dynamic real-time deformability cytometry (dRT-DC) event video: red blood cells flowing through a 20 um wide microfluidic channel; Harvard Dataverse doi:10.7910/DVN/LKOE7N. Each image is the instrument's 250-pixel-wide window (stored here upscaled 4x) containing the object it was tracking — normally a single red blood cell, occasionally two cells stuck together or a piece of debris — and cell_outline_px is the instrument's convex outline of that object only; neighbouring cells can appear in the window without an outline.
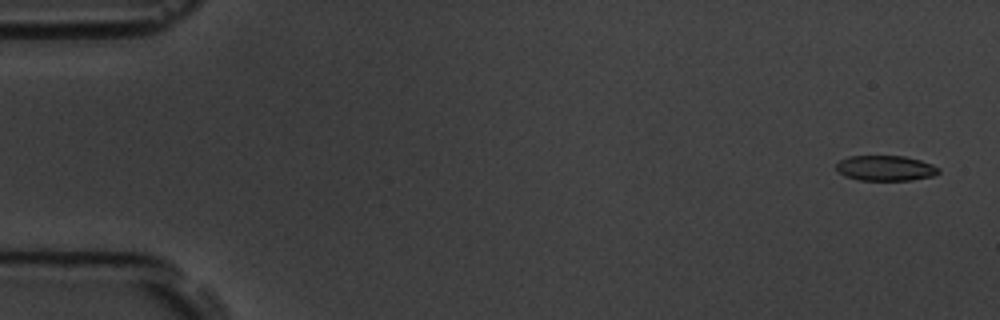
{"species": "common noctule bat (a hibernating species)", "species_latin": "Nyctalus noctula", "temperature_condition": "room temperature", "stored_images_in_passage": 8, "camera_frame_rate_fps": 3000, "um_per_image_px": 0.085, "animal": {"sex": "male", "body_mass_g": 19.5, "forearm_length_mm": 54.6}, "frame": {"image": 1, "passage_image": 1, "time_ms": 0.0, "image_size_px": [1000, 320], "cell_outline_px": [[940, 172], [932, 176], [912, 180], [860, 180], [844, 176], [836, 168], [836, 164], [840, 160], [848, 156], [904, 156], [920, 160], [932, 164], [940, 168]], "centroid_in_image_um": [75.28, 14.29], "position_along_channel_um": 9.7, "area_um2": 15.09}}
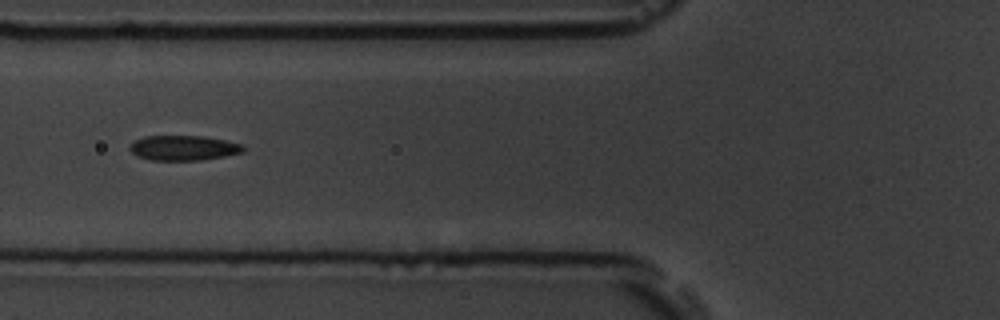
{"frame": {"image": 2, "passage_image": 7, "time_ms": 6.667, "image_size_px": [1000, 320], "cell_outline_px": [[244, 152], [224, 156], [200, 160], [152, 160], [136, 156], [128, 148], [136, 140], [144, 136], [204, 136], [224, 140], [240, 144], [244, 148]], "centroid_in_image_um": [15.58, 12.57], "position_along_channel_um": 110.2, "area_um2": 16.36}}
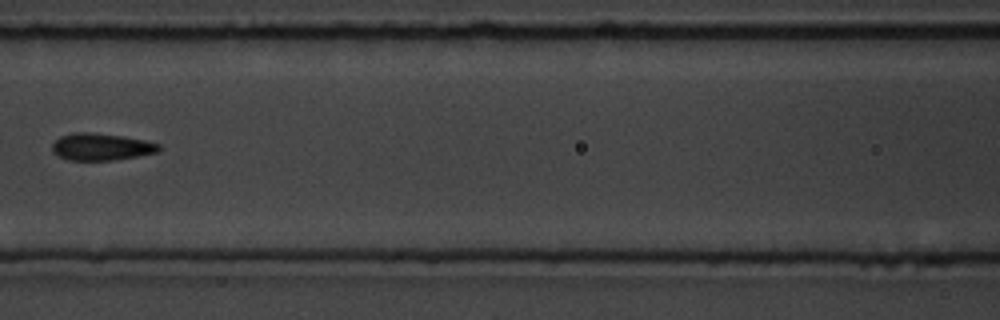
{"frame": {"image": 3, "passage_image": 8, "time_ms": 8.0, "image_size_px": [1000, 320], "cell_outline_px": [[160, 152], [112, 160], [68, 160], [52, 152], [52, 144], [60, 136], [72, 132], [88, 132], [124, 136], [144, 140], [160, 144]], "centroid_in_image_um": [8.6, 12.47], "position_along_channel_um": 158.0, "area_um2": 16.82}}